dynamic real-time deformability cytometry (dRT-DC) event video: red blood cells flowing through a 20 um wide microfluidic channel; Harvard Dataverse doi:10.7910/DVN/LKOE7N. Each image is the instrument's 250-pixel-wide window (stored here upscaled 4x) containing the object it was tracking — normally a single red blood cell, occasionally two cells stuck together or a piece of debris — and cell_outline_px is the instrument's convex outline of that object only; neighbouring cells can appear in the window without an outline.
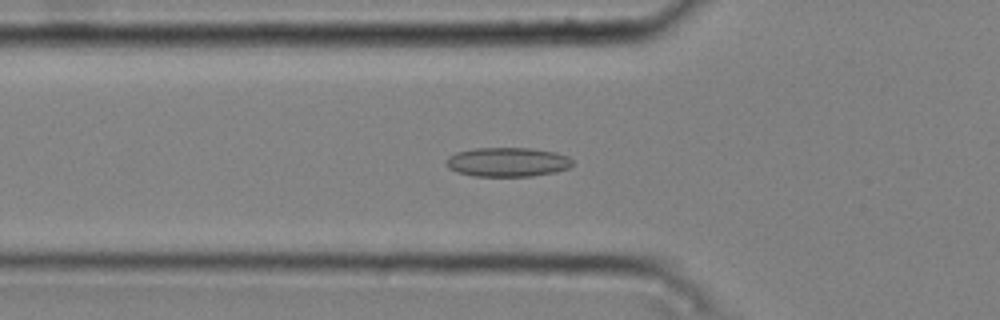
{"species": "common noctule bat (a hibernating species)", "species_latin": "Nyctalus noctula", "temperature_condition": "cold", "stored_images_in_passage": 51, "camera_frame_rate_fps": 3000, "um_per_image_px": 0.085, "animal": {"sex": "male", "body_mass_g": 20.4}, "frame": {"image": 1, "passage_image": 18, "time_ms": 5.667, "image_size_px": [1000, 320], "cell_outline_px": [[572, 164], [568, 168], [556, 172], [532, 176], [476, 176], [456, 172], [448, 168], [444, 164], [444, 160], [448, 156], [456, 152], [476, 148], [528, 148], [556, 152], [568, 156], [572, 160]], "centroid_in_image_um": [43.1, 13.77], "position_along_channel_um": 82.7, "area_um2": 21.68}}
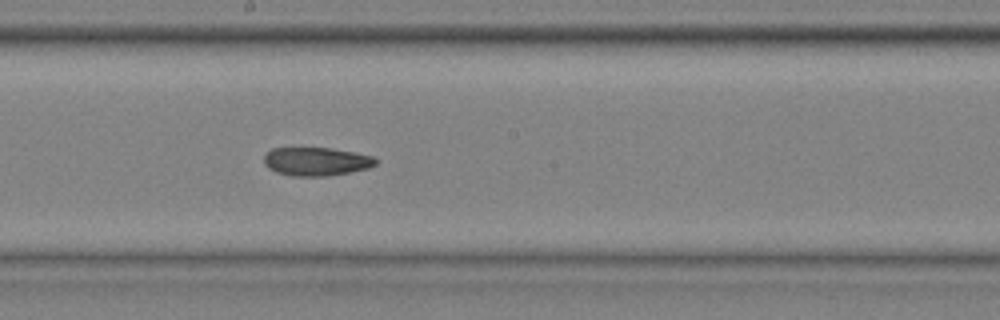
{"frame": {"image": 2, "passage_image": 29, "time_ms": 9.333, "image_size_px": [1000, 320], "cell_outline_px": [[376, 164], [368, 168], [348, 172], [324, 176], [292, 176], [276, 172], [268, 168], [264, 164], [264, 156], [272, 148], [332, 148], [356, 152], [372, 156], [376, 160]], "centroid_in_image_um": [26.86, 13.72], "position_along_channel_um": 221.3, "area_um2": 18.44}}
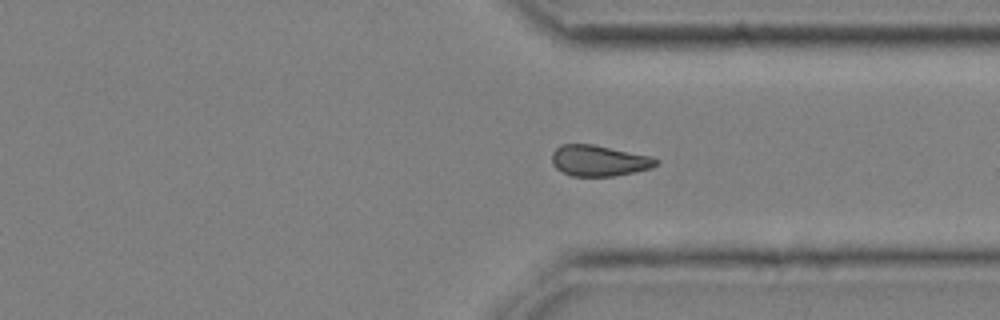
{"frame": {"image": 3, "passage_image": 40, "time_ms": 13.0, "image_size_px": [1000, 320], "cell_outline_px": [[660, 160], [652, 168], [612, 176], [572, 176], [556, 168], [552, 164], [552, 152], [560, 144], [592, 144], [652, 156]], "centroid_in_image_um": [50.9, 13.65], "position_along_channel_um": 360.5, "area_um2": 18.73}, "authors_computed_cell_mechanics": {"area_um2": 19.363, "velocity_mm_per_s": 3.7765, "shape_relaxation_time_tau1_ms": null, "shape_relaxation_time_tau2_ms": 6.8532, "deformation_change_tau1": null, "deformation_change_tau2": 0.1331}}